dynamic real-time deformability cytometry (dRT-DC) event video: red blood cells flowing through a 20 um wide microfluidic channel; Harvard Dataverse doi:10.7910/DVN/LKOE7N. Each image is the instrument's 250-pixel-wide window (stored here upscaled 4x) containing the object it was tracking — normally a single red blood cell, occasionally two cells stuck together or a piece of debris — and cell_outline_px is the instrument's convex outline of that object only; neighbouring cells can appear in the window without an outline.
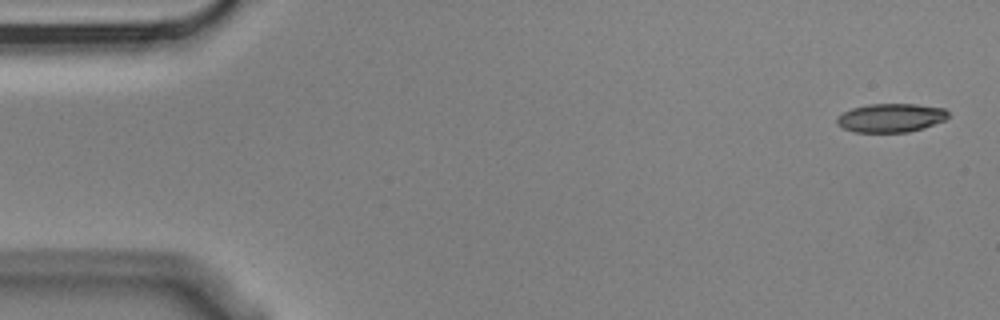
{"species": "Egyptian fruit bat (a non-hibernating species)", "species_latin": "Rousettus aegyptiacus", "temperature_condition": "cold", "stored_images_in_passage": 6, "camera_frame_rate_fps": 3000, "um_per_image_px": 0.085, "animal": {"sex": "male"}, "frame": {"image": 1, "passage_image": 1, "time_ms": 0.0, "image_size_px": [1000, 320], "cell_outline_px": [[948, 116], [944, 120], [924, 128], [908, 132], [852, 132], [836, 124], [836, 116], [852, 108], [868, 104], [916, 104], [944, 108], [948, 112]], "centroid_in_image_um": [75.69, 10.02], "position_along_channel_um": 9.3, "area_um2": 18.67}}